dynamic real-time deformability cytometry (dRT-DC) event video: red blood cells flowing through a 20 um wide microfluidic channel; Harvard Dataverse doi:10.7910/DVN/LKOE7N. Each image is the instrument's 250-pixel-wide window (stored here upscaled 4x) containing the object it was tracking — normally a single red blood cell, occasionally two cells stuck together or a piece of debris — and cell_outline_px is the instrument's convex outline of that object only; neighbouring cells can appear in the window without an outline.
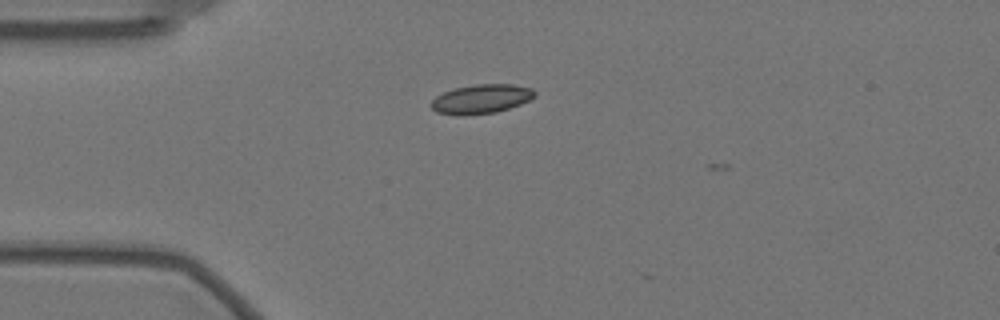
{"species": "Egyptian fruit bat (a non-hibernating species)", "species_latin": "Rousettus aegyptiacus", "temperature_condition": "warm", "stored_images_in_passage": 2, "camera_frame_rate_fps": 3000, "um_per_image_px": 0.085, "animal": {"sex": "female"}, "frame": {"image": 1, "passage_image": 1, "time_ms": 0.0, "image_size_px": [1000, 320], "cell_outline_px": [[536, 96], [520, 104], [496, 112], [464, 116], [456, 116], [436, 112], [428, 104], [436, 96], [444, 92], [456, 88], [476, 84], [512, 84], [532, 88], [536, 92]], "centroid_in_image_um": [40.87, 8.42], "position_along_channel_um": 44.1, "area_um2": 17.74}}